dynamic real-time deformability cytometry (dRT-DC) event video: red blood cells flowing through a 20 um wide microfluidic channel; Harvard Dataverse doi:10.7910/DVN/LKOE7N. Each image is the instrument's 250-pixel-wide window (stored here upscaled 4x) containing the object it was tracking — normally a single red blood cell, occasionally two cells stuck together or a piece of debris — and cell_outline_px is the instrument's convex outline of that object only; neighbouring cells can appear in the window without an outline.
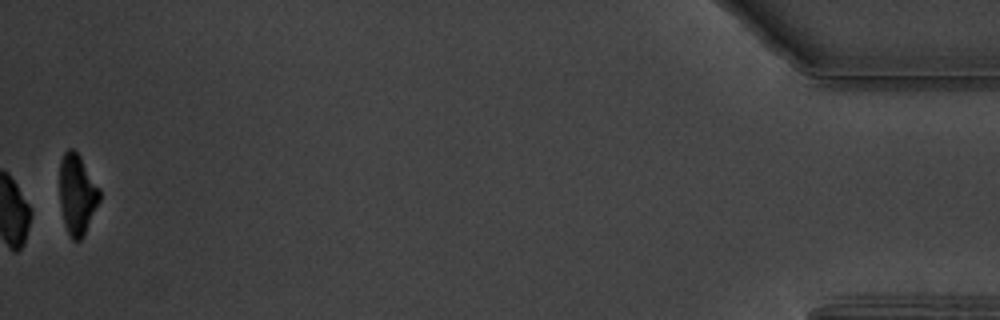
{"species": "common noctule bat (a hibernating species)", "species_latin": "Nyctalus noctula", "temperature_condition": "warm", "stored_images_in_passage": 62, "camera_frame_rate_fps": 3000, "um_per_image_px": 0.085, "animal": {"sex": "male", "body_mass_g": 19.5, "forearm_length_mm": 54.6}, "frame": {"image": 1, "passage_image": 62, "time_ms": 20.333, "image_size_px": [1000, 320], "cell_outline_px": [[100, 200], [84, 236], [80, 240], [72, 240], [64, 224], [60, 204], [60, 160], [64, 152], [68, 148], [72, 148], [80, 156], [100, 188]], "centroid_in_image_um": [6.56, 16.51], "position_along_channel_um": 428.6, "area_um2": 18.79}, "authors_computed_cell_mechanics": {"area_um2": 19.4208, "velocity_mm_per_s": 3.3755, "shape_relaxation_time_tau1_ms": 6.7003, "shape_relaxation_time_tau2_ms": null, "deformation_change_tau1": 0.1207, "deformation_change_tau2": null}}